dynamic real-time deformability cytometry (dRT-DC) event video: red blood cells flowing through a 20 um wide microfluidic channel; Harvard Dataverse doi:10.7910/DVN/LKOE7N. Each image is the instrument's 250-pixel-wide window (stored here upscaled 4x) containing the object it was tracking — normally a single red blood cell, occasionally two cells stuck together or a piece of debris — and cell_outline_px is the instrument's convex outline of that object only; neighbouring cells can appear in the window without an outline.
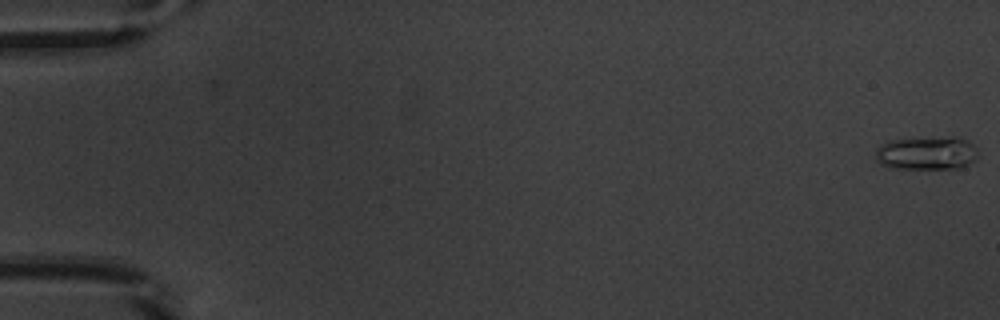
{"species": "common noctule bat (a hibernating species)", "species_latin": "Nyctalus noctula", "temperature_condition": "warm", "stored_images_in_passage": 54, "camera_frame_rate_fps": 3000, "um_per_image_px": 0.085, "animal": {"sex": "male", "body_mass_g": 20.1, "forearm_length_mm": 53.5}, "frame": {"image": 1, "passage_image": 1, "time_ms": 0.0, "image_size_px": [1000, 320], "cell_outline_px": [[976, 160], [964, 168], [888, 168], [880, 164], [876, 160], [876, 148], [880, 144], [888, 140], [948, 136], [952, 136], [968, 140], [976, 148]], "centroid_in_image_um": [78.76, 13.01], "position_along_channel_um": 6.2, "area_um2": 20.29}}
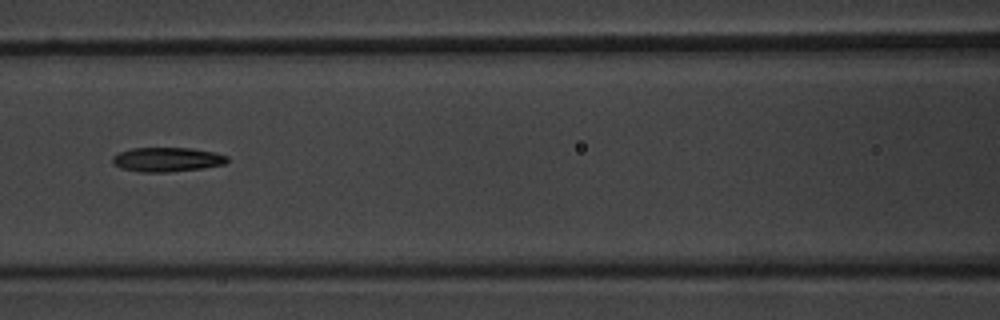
{"frame": {"image": 2, "passage_image": 25, "time_ms": 8.0, "image_size_px": [1000, 320], "cell_outline_px": [[228, 160], [224, 164], [204, 168], [168, 172], [140, 172], [120, 168], [112, 164], [112, 156], [120, 152], [132, 148], [192, 148], [216, 152], [228, 156]], "centroid_in_image_um": [14.2, 13.56], "position_along_channel_um": 152.4, "area_um2": 16.42}}
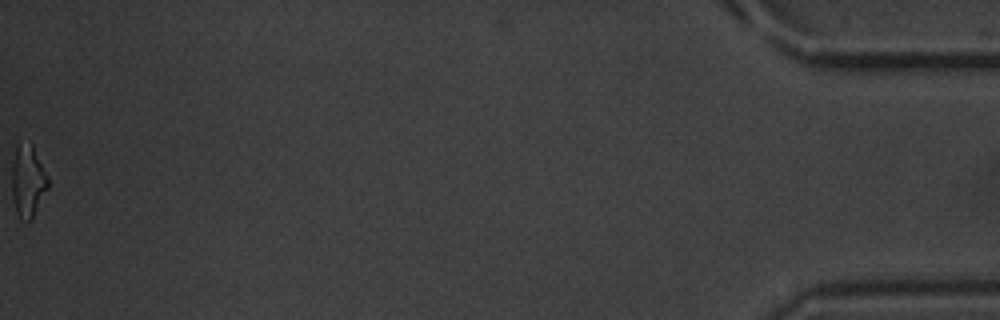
{"frame": {"image": 3, "passage_image": 54, "time_ms": 17.667, "image_size_px": [1000, 320], "cell_outline_px": [[48, 188], [32, 220], [28, 224], [20, 220], [16, 212], [12, 200], [12, 164], [16, 144], [32, 144], [48, 176]], "centroid_in_image_um": [2.36, 15.47], "position_along_channel_um": 432.8, "area_um2": 15.43}, "authors_computed_cell_mechanics": {"area_um2": 15.9528, "velocity_mm_per_s": 3.8906, "shape_relaxation_time_tau1_ms": 4.1443, "shape_relaxation_time_tau2_ms": null, "deformation_change_tau1": 0.1761, "deformation_change_tau2": null}}